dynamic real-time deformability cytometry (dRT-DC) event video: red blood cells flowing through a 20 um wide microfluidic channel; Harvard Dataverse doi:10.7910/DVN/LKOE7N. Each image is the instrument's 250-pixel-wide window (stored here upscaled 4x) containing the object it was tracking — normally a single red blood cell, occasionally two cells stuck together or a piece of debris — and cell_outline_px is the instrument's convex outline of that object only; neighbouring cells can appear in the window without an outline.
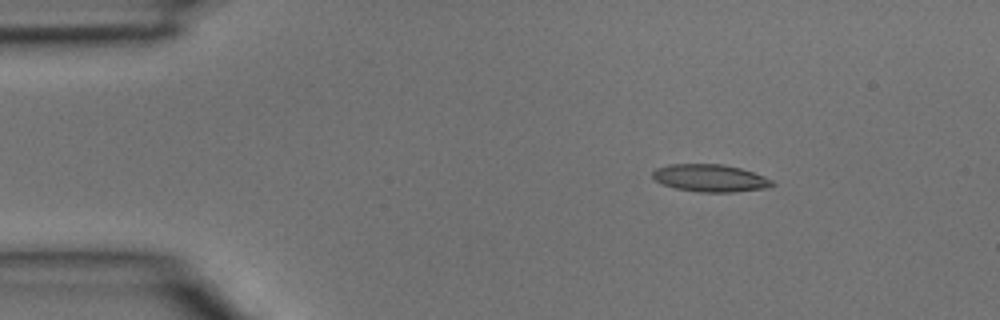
{"species": "common noctule bat (a hibernating species)", "species_latin": "Nyctalus noctula", "temperature_condition": "room temperature", "stored_images_in_passage": 4, "camera_frame_rate_fps": 3000, "um_per_image_px": 0.085, "animal": {"sex": "male", "body_mass_g": 15.6}, "frame": {"image": 1, "passage_image": 2, "time_ms": 0.333, "image_size_px": [1000, 320], "cell_outline_px": [[776, 184], [768, 188], [732, 192], [700, 192], [676, 188], [660, 184], [652, 176], [652, 172], [656, 168], [668, 164], [724, 164], [740, 168], [764, 176], [772, 180]], "centroid_in_image_um": [60.36, 15.13], "position_along_channel_um": 24.6, "area_um2": 19.19}}
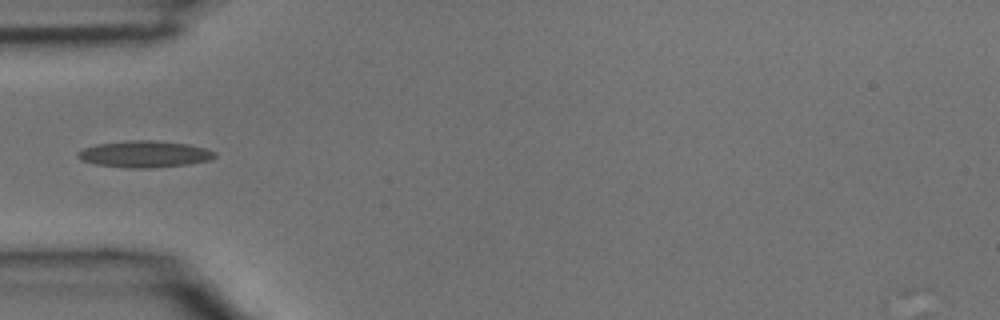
{"frame": {"image": 2, "passage_image": 4, "time_ms": 1.0, "image_size_px": [1000, 320], "cell_outline_px": [[216, 156], [212, 160], [188, 164], [152, 168], [128, 168], [96, 164], [80, 160], [76, 156], [84, 148], [96, 144], [132, 140], [152, 140], [188, 144], [204, 148], [216, 152]], "centroid_in_image_um": [12.31, 13.1], "position_along_channel_um": 72.7, "area_um2": 21.21}}